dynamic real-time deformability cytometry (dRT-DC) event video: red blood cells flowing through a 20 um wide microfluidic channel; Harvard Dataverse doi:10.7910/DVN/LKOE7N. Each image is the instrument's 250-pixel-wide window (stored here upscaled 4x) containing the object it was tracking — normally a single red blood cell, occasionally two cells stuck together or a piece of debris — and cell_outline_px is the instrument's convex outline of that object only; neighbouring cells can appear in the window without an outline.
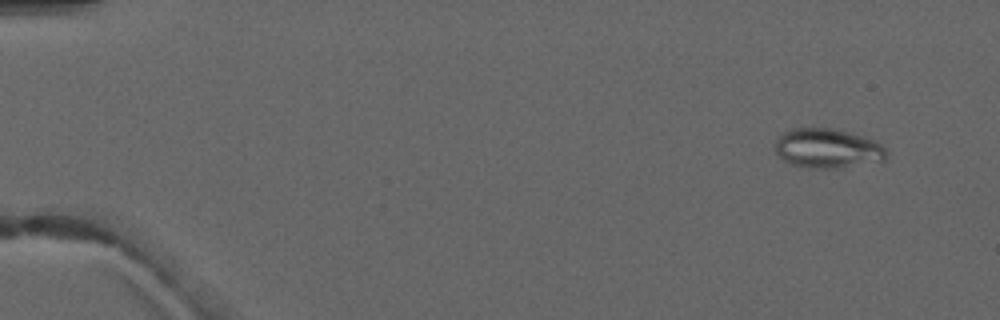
{"species": "common noctule bat (a hibernating species)", "species_latin": "Nyctalus noctula", "temperature_condition": "warm", "stored_images_in_passage": 5, "camera_frame_rate_fps": 3000, "um_per_image_px": 0.085, "animal": {"sex": "male", "forearm_length_mm": 52.5}, "frame": {"image": 1, "passage_image": 2, "time_ms": 1.0, "image_size_px": [1000, 320], "cell_outline_px": [[888, 156], [884, 160], [840, 168], [808, 168], [792, 164], [784, 160], [776, 152], [776, 140], [784, 132], [792, 128], [832, 128], [864, 136], [880, 144], [884, 148]], "centroid_in_image_um": [70.34, 12.61], "position_along_channel_um": 14.7, "area_um2": 25.43}}